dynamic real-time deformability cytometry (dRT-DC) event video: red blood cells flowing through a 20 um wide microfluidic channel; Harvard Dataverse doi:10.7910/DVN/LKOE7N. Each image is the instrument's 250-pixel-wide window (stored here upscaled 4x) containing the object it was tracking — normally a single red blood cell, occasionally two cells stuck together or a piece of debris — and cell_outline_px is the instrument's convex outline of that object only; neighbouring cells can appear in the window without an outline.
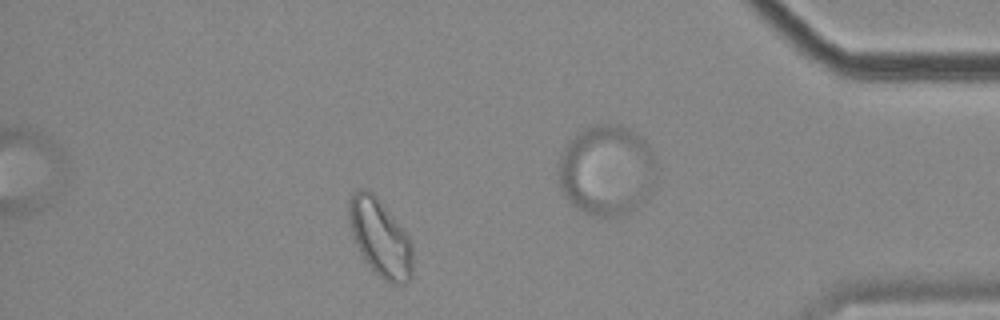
{"species": "common noctule bat (a hibernating species)", "species_latin": "Nyctalus noctula", "temperature_condition": "cold", "stored_images_in_passage": 55, "camera_frame_rate_fps": 3000, "um_per_image_px": 0.085, "animal": {"sex": "female", "body_mass_g": 18.4}, "frame": {"image": 1, "passage_image": 47, "time_ms": 15.333, "image_size_px": [1000, 320], "cell_outline_px": [[412, 276], [404, 284], [392, 284], [384, 280], [364, 260], [356, 244], [352, 232], [348, 216], [348, 208], [352, 196], [360, 188], [364, 188], [372, 192], [380, 200], [408, 236], [412, 244]], "centroid_in_image_um": [32.32, 20.23], "position_along_channel_um": 402.9, "area_um2": 28.32}, "authors_computed_cell_mechanics": {"area_um2": 26.6458, "velocity_mm_per_s": 3.4612, "shape_relaxation_time_tau1_ms": null, "shape_relaxation_time_tau2_ms": 2.255, "deformation_change_tau1": null, "deformation_change_tau2": 0.0824}}